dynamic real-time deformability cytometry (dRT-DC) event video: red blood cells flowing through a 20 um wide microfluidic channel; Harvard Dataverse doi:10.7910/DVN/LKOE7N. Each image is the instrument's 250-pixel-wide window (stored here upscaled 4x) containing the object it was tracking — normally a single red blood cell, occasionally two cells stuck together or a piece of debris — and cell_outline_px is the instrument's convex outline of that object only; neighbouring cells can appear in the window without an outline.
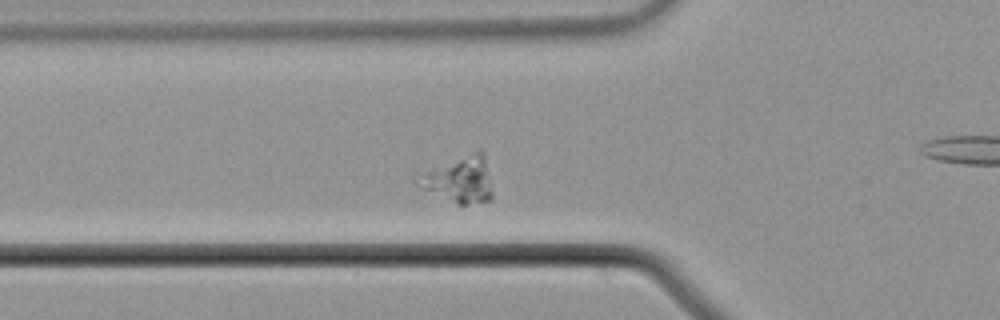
{"species": "common noctule bat (a hibernating species)", "species_latin": "Nyctalus noctula", "temperature_condition": "cold", "stored_images_in_passage": 40, "camera_frame_rate_fps": 3000, "um_per_image_px": 0.085, "animal": {"sex": "male", "body_mass_g": 21.5, "forearm_length_mm": 52.0}, "frame": {"image": 1, "passage_image": 2, "time_ms": 0.333, "image_size_px": [1000, 320], "cell_outline_px": [[492, 200], [468, 204], [456, 204], [420, 188], [412, 180], [412, 172], [476, 152], [484, 152], [492, 192]], "centroid_in_image_um": [38.89, 15.27], "position_along_channel_um": 86.9, "area_um2": 20.69}}
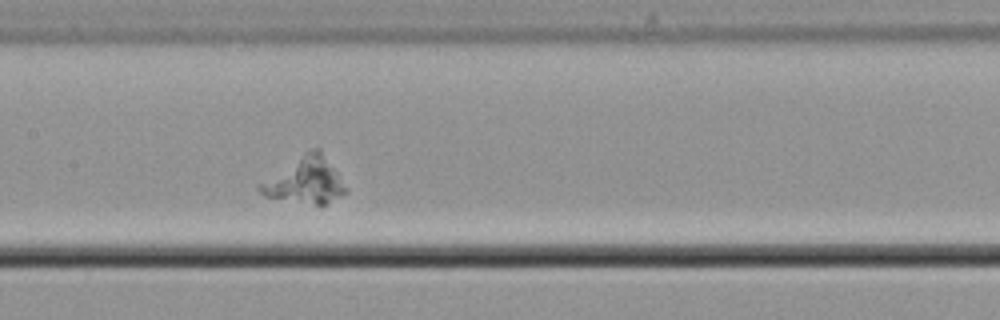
{"frame": {"image": 2, "passage_image": 10, "time_ms": 3.0, "image_size_px": [1000, 320], "cell_outline_px": [[348, 192], [324, 204], [316, 204], [264, 196], [256, 188], [256, 184], [304, 152], [312, 148], [320, 148], [340, 176], [348, 188]], "centroid_in_image_um": [25.93, 15.31], "position_along_channel_um": 181.5, "area_um2": 22.95}}
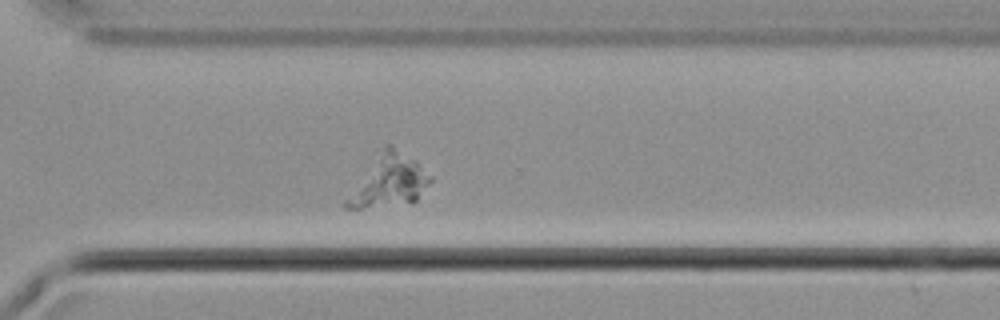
{"frame": {"image": 3, "passage_image": 23, "time_ms": 7.333, "image_size_px": [1000, 320], "cell_outline_px": [[432, 180], [416, 200], [360, 208], [344, 208], [344, 200], [384, 148], [388, 144], [416, 160], [432, 176]], "centroid_in_image_um": [33.1, 15.39], "position_along_channel_um": 337.5, "area_um2": 23.87}}